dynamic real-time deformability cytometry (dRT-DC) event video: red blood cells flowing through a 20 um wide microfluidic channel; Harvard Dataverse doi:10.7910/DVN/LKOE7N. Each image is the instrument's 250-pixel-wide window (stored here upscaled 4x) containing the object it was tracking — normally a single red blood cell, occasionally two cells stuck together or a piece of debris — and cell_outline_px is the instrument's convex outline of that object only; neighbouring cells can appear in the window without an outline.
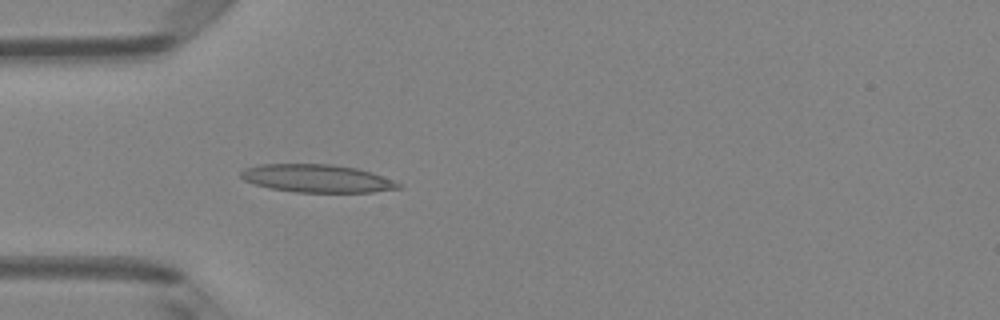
{"species": "Egyptian fruit bat (a non-hibernating species)", "species_latin": "Rousettus aegyptiacus", "temperature_condition": "room temperature", "stored_images_in_passage": 5, "camera_frame_rate_fps": 3000, "um_per_image_px": 0.085, "animal": {"sex": "female"}, "frame": {"image": 1, "passage_image": 5, "time_ms": 1.333, "image_size_px": [1000, 320], "cell_outline_px": [[404, 188], [372, 192], [296, 192], [268, 188], [244, 180], [240, 176], [240, 172], [244, 168], [260, 164], [332, 164], [356, 168], [372, 172], [392, 180], [400, 184]], "centroid_in_image_um": [26.94, 15.16], "position_along_channel_um": 58.1, "area_um2": 25.66}}